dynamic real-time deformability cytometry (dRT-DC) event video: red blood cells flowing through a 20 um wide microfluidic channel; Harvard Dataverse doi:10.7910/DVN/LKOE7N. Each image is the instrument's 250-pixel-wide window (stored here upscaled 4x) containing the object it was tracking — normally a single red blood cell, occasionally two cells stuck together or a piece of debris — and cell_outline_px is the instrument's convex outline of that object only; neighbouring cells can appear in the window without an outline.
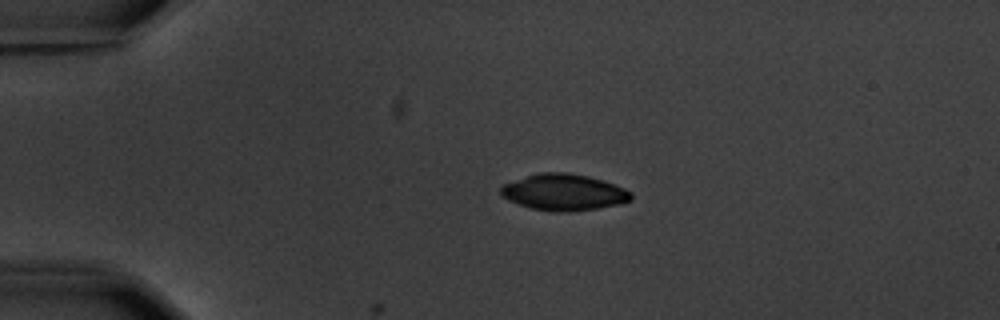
{"species": "common noctule bat (a hibernating species)", "species_latin": "Nyctalus noctula", "temperature_condition": "warm", "stored_images_in_passage": 8, "camera_frame_rate_fps": 3000, "um_per_image_px": 0.085, "animal": {"sex": "male", "body_mass_g": 20.1, "forearm_length_mm": 53.5}, "frame": {"image": 1, "passage_image": 4, "time_ms": 4.333, "image_size_px": [1000, 320], "cell_outline_px": [[632, 200], [620, 204], [596, 208], [568, 212], [556, 212], [532, 208], [508, 200], [500, 196], [500, 188], [504, 184], [540, 172], [568, 172], [588, 176], [624, 188], [632, 192]], "centroid_in_image_um": [47.93, 16.34], "position_along_channel_um": 37.1, "area_um2": 27.4}}